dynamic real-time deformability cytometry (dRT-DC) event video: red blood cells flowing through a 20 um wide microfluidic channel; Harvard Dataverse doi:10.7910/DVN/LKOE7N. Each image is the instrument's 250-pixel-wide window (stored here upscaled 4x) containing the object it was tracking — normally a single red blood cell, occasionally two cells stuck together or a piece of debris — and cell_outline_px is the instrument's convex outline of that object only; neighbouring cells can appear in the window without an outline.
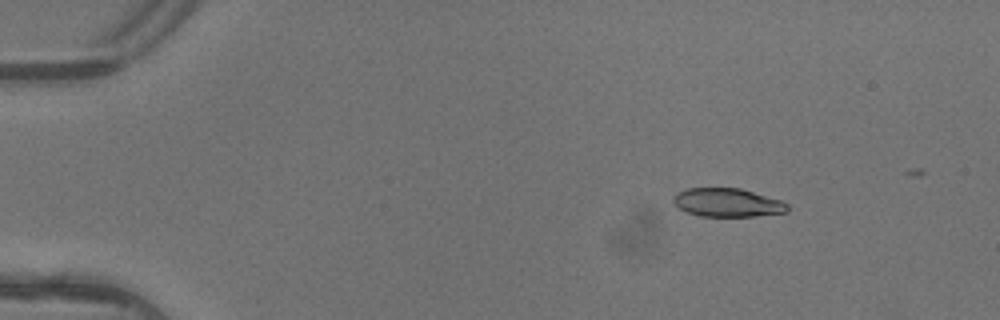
{"species": "common noctule bat (a hibernating species)", "species_latin": "Nyctalus noctula", "temperature_condition": "warm", "stored_images_in_passage": 5, "camera_frame_rate_fps": 3000, "um_per_image_px": 0.085, "animal": {"sex": "female"}, "frame": {"image": 1, "passage_image": 2, "time_ms": 0.333, "image_size_px": [1000, 320], "cell_outline_px": [[788, 212], [752, 216], [700, 216], [684, 212], [676, 208], [672, 200], [676, 192], [688, 188], [740, 188], [780, 200], [788, 204]], "centroid_in_image_um": [61.77, 17.22], "position_along_channel_um": 23.2, "area_um2": 19.07}}
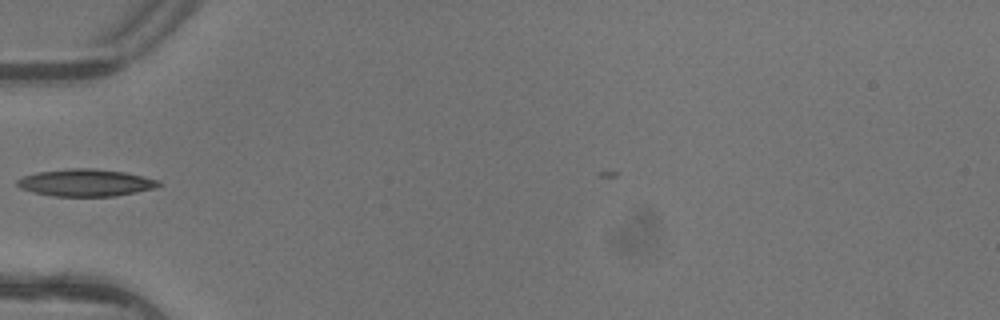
{"frame": {"image": 2, "passage_image": 5, "time_ms": 1.333, "image_size_px": [1000, 320], "cell_outline_px": [[160, 184], [156, 188], [136, 192], [112, 196], [52, 196], [32, 192], [20, 188], [16, 184], [16, 180], [24, 176], [36, 172], [68, 168], [92, 168], [124, 172], [160, 180]], "centroid_in_image_um": [7.25, 15.52], "position_along_channel_um": 77.7, "area_um2": 22.43}}